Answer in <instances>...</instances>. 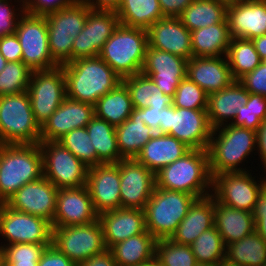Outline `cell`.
<instances>
[{
    "instance_id": "cell-1",
    "label": "cell",
    "mask_w": 266,
    "mask_h": 266,
    "mask_svg": "<svg viewBox=\"0 0 266 266\" xmlns=\"http://www.w3.org/2000/svg\"><path fill=\"white\" fill-rule=\"evenodd\" d=\"M66 96L83 103L96 102L116 88L122 79L99 56L65 63Z\"/></svg>"
},
{
    "instance_id": "cell-2",
    "label": "cell",
    "mask_w": 266,
    "mask_h": 266,
    "mask_svg": "<svg viewBox=\"0 0 266 266\" xmlns=\"http://www.w3.org/2000/svg\"><path fill=\"white\" fill-rule=\"evenodd\" d=\"M155 180L160 189L185 192L197 199L210 196L212 176L208 151L190 149L180 159L161 168Z\"/></svg>"
},
{
    "instance_id": "cell-3",
    "label": "cell",
    "mask_w": 266,
    "mask_h": 266,
    "mask_svg": "<svg viewBox=\"0 0 266 266\" xmlns=\"http://www.w3.org/2000/svg\"><path fill=\"white\" fill-rule=\"evenodd\" d=\"M43 176V156L38 144H1L0 204L23 185Z\"/></svg>"
},
{
    "instance_id": "cell-4",
    "label": "cell",
    "mask_w": 266,
    "mask_h": 266,
    "mask_svg": "<svg viewBox=\"0 0 266 266\" xmlns=\"http://www.w3.org/2000/svg\"><path fill=\"white\" fill-rule=\"evenodd\" d=\"M256 145L255 131L229 123L213 129L207 149L211 176L223 172H246V168L238 166L251 152L257 150Z\"/></svg>"
},
{
    "instance_id": "cell-5",
    "label": "cell",
    "mask_w": 266,
    "mask_h": 266,
    "mask_svg": "<svg viewBox=\"0 0 266 266\" xmlns=\"http://www.w3.org/2000/svg\"><path fill=\"white\" fill-rule=\"evenodd\" d=\"M148 47L147 30L119 24L99 57L121 78L141 73Z\"/></svg>"
},
{
    "instance_id": "cell-6",
    "label": "cell",
    "mask_w": 266,
    "mask_h": 266,
    "mask_svg": "<svg viewBox=\"0 0 266 266\" xmlns=\"http://www.w3.org/2000/svg\"><path fill=\"white\" fill-rule=\"evenodd\" d=\"M196 199L185 192L155 187L144 209L146 230L156 240L170 238Z\"/></svg>"
},
{
    "instance_id": "cell-7",
    "label": "cell",
    "mask_w": 266,
    "mask_h": 266,
    "mask_svg": "<svg viewBox=\"0 0 266 266\" xmlns=\"http://www.w3.org/2000/svg\"><path fill=\"white\" fill-rule=\"evenodd\" d=\"M40 133L27 91L0 96L1 144H38Z\"/></svg>"
},
{
    "instance_id": "cell-8",
    "label": "cell",
    "mask_w": 266,
    "mask_h": 266,
    "mask_svg": "<svg viewBox=\"0 0 266 266\" xmlns=\"http://www.w3.org/2000/svg\"><path fill=\"white\" fill-rule=\"evenodd\" d=\"M206 110L168 106L161 110L159 130L156 133L169 134L190 149L207 150L213 129Z\"/></svg>"
},
{
    "instance_id": "cell-9",
    "label": "cell",
    "mask_w": 266,
    "mask_h": 266,
    "mask_svg": "<svg viewBox=\"0 0 266 266\" xmlns=\"http://www.w3.org/2000/svg\"><path fill=\"white\" fill-rule=\"evenodd\" d=\"M43 156V176L57 189L86 186V166L57 141H40Z\"/></svg>"
},
{
    "instance_id": "cell-10",
    "label": "cell",
    "mask_w": 266,
    "mask_h": 266,
    "mask_svg": "<svg viewBox=\"0 0 266 266\" xmlns=\"http://www.w3.org/2000/svg\"><path fill=\"white\" fill-rule=\"evenodd\" d=\"M52 245L76 265L107 249L99 220L86 225L52 227Z\"/></svg>"
},
{
    "instance_id": "cell-11",
    "label": "cell",
    "mask_w": 266,
    "mask_h": 266,
    "mask_svg": "<svg viewBox=\"0 0 266 266\" xmlns=\"http://www.w3.org/2000/svg\"><path fill=\"white\" fill-rule=\"evenodd\" d=\"M27 92L35 120L42 126L66 97L63 66L32 71Z\"/></svg>"
},
{
    "instance_id": "cell-12",
    "label": "cell",
    "mask_w": 266,
    "mask_h": 266,
    "mask_svg": "<svg viewBox=\"0 0 266 266\" xmlns=\"http://www.w3.org/2000/svg\"><path fill=\"white\" fill-rule=\"evenodd\" d=\"M15 34L22 48V62L30 70H44L58 66L51 57L45 16L24 12L18 20Z\"/></svg>"
},
{
    "instance_id": "cell-13",
    "label": "cell",
    "mask_w": 266,
    "mask_h": 266,
    "mask_svg": "<svg viewBox=\"0 0 266 266\" xmlns=\"http://www.w3.org/2000/svg\"><path fill=\"white\" fill-rule=\"evenodd\" d=\"M246 172H223L212 176L211 195L234 209L254 212L257 198L266 185V178L257 180Z\"/></svg>"
},
{
    "instance_id": "cell-14",
    "label": "cell",
    "mask_w": 266,
    "mask_h": 266,
    "mask_svg": "<svg viewBox=\"0 0 266 266\" xmlns=\"http://www.w3.org/2000/svg\"><path fill=\"white\" fill-rule=\"evenodd\" d=\"M5 245L16 243L52 244V225L49 221L28 213L19 212L0 204V235Z\"/></svg>"
},
{
    "instance_id": "cell-15",
    "label": "cell",
    "mask_w": 266,
    "mask_h": 266,
    "mask_svg": "<svg viewBox=\"0 0 266 266\" xmlns=\"http://www.w3.org/2000/svg\"><path fill=\"white\" fill-rule=\"evenodd\" d=\"M119 24L115 11L90 10L83 30L74 39L72 62L99 56L105 42Z\"/></svg>"
},
{
    "instance_id": "cell-16",
    "label": "cell",
    "mask_w": 266,
    "mask_h": 266,
    "mask_svg": "<svg viewBox=\"0 0 266 266\" xmlns=\"http://www.w3.org/2000/svg\"><path fill=\"white\" fill-rule=\"evenodd\" d=\"M120 171L121 207L144 210L156 187L155 173L135 158L117 163Z\"/></svg>"
},
{
    "instance_id": "cell-17",
    "label": "cell",
    "mask_w": 266,
    "mask_h": 266,
    "mask_svg": "<svg viewBox=\"0 0 266 266\" xmlns=\"http://www.w3.org/2000/svg\"><path fill=\"white\" fill-rule=\"evenodd\" d=\"M58 189L46 177L26 183L5 203L13 210L41 217L51 224L56 212Z\"/></svg>"
},
{
    "instance_id": "cell-18",
    "label": "cell",
    "mask_w": 266,
    "mask_h": 266,
    "mask_svg": "<svg viewBox=\"0 0 266 266\" xmlns=\"http://www.w3.org/2000/svg\"><path fill=\"white\" fill-rule=\"evenodd\" d=\"M187 62L185 58L148 45L141 73L151 77L165 95L173 97L180 82L186 78Z\"/></svg>"
},
{
    "instance_id": "cell-19",
    "label": "cell",
    "mask_w": 266,
    "mask_h": 266,
    "mask_svg": "<svg viewBox=\"0 0 266 266\" xmlns=\"http://www.w3.org/2000/svg\"><path fill=\"white\" fill-rule=\"evenodd\" d=\"M86 186L98 215L121 208L120 171L117 163L89 167Z\"/></svg>"
},
{
    "instance_id": "cell-20",
    "label": "cell",
    "mask_w": 266,
    "mask_h": 266,
    "mask_svg": "<svg viewBox=\"0 0 266 266\" xmlns=\"http://www.w3.org/2000/svg\"><path fill=\"white\" fill-rule=\"evenodd\" d=\"M98 220L87 186L58 189L52 227L86 225Z\"/></svg>"
},
{
    "instance_id": "cell-21",
    "label": "cell",
    "mask_w": 266,
    "mask_h": 266,
    "mask_svg": "<svg viewBox=\"0 0 266 266\" xmlns=\"http://www.w3.org/2000/svg\"><path fill=\"white\" fill-rule=\"evenodd\" d=\"M94 116V105L66 96L41 126L40 141H58L73 129L86 127Z\"/></svg>"
},
{
    "instance_id": "cell-22",
    "label": "cell",
    "mask_w": 266,
    "mask_h": 266,
    "mask_svg": "<svg viewBox=\"0 0 266 266\" xmlns=\"http://www.w3.org/2000/svg\"><path fill=\"white\" fill-rule=\"evenodd\" d=\"M232 38L254 39L266 34V0H238L227 6Z\"/></svg>"
},
{
    "instance_id": "cell-23",
    "label": "cell",
    "mask_w": 266,
    "mask_h": 266,
    "mask_svg": "<svg viewBox=\"0 0 266 266\" xmlns=\"http://www.w3.org/2000/svg\"><path fill=\"white\" fill-rule=\"evenodd\" d=\"M148 45L189 60L193 56L191 32L178 17H164L147 29Z\"/></svg>"
},
{
    "instance_id": "cell-24",
    "label": "cell",
    "mask_w": 266,
    "mask_h": 266,
    "mask_svg": "<svg viewBox=\"0 0 266 266\" xmlns=\"http://www.w3.org/2000/svg\"><path fill=\"white\" fill-rule=\"evenodd\" d=\"M107 249L146 230L142 209L118 208L98 215Z\"/></svg>"
},
{
    "instance_id": "cell-25",
    "label": "cell",
    "mask_w": 266,
    "mask_h": 266,
    "mask_svg": "<svg viewBox=\"0 0 266 266\" xmlns=\"http://www.w3.org/2000/svg\"><path fill=\"white\" fill-rule=\"evenodd\" d=\"M186 77L208 95L227 88L235 81L226 56L224 58L192 56L187 62Z\"/></svg>"
},
{
    "instance_id": "cell-26",
    "label": "cell",
    "mask_w": 266,
    "mask_h": 266,
    "mask_svg": "<svg viewBox=\"0 0 266 266\" xmlns=\"http://www.w3.org/2000/svg\"><path fill=\"white\" fill-rule=\"evenodd\" d=\"M248 98L249 92L239 81H234L227 88L209 94L206 111L212 129L226 125L228 119L232 122L238 109L247 103Z\"/></svg>"
},
{
    "instance_id": "cell-27",
    "label": "cell",
    "mask_w": 266,
    "mask_h": 266,
    "mask_svg": "<svg viewBox=\"0 0 266 266\" xmlns=\"http://www.w3.org/2000/svg\"><path fill=\"white\" fill-rule=\"evenodd\" d=\"M190 150L169 134L156 133L136 156V160L153 173L180 159Z\"/></svg>"
},
{
    "instance_id": "cell-28",
    "label": "cell",
    "mask_w": 266,
    "mask_h": 266,
    "mask_svg": "<svg viewBox=\"0 0 266 266\" xmlns=\"http://www.w3.org/2000/svg\"><path fill=\"white\" fill-rule=\"evenodd\" d=\"M214 226V197L196 199L187 215L169 238L178 244L191 245L202 232Z\"/></svg>"
},
{
    "instance_id": "cell-29",
    "label": "cell",
    "mask_w": 266,
    "mask_h": 266,
    "mask_svg": "<svg viewBox=\"0 0 266 266\" xmlns=\"http://www.w3.org/2000/svg\"><path fill=\"white\" fill-rule=\"evenodd\" d=\"M214 226L226 246L254 232L255 219L252 212L234 209L214 198Z\"/></svg>"
},
{
    "instance_id": "cell-30",
    "label": "cell",
    "mask_w": 266,
    "mask_h": 266,
    "mask_svg": "<svg viewBox=\"0 0 266 266\" xmlns=\"http://www.w3.org/2000/svg\"><path fill=\"white\" fill-rule=\"evenodd\" d=\"M156 134L141 119V109L134 108L130 117L116 126L117 145L124 159L136 158L143 146Z\"/></svg>"
},
{
    "instance_id": "cell-31",
    "label": "cell",
    "mask_w": 266,
    "mask_h": 266,
    "mask_svg": "<svg viewBox=\"0 0 266 266\" xmlns=\"http://www.w3.org/2000/svg\"><path fill=\"white\" fill-rule=\"evenodd\" d=\"M231 38L227 18L222 23L191 31L193 57H224Z\"/></svg>"
},
{
    "instance_id": "cell-32",
    "label": "cell",
    "mask_w": 266,
    "mask_h": 266,
    "mask_svg": "<svg viewBox=\"0 0 266 266\" xmlns=\"http://www.w3.org/2000/svg\"><path fill=\"white\" fill-rule=\"evenodd\" d=\"M156 239L145 230L110 248L117 266H144L155 258Z\"/></svg>"
},
{
    "instance_id": "cell-33",
    "label": "cell",
    "mask_w": 266,
    "mask_h": 266,
    "mask_svg": "<svg viewBox=\"0 0 266 266\" xmlns=\"http://www.w3.org/2000/svg\"><path fill=\"white\" fill-rule=\"evenodd\" d=\"M129 90L134 108L165 109L173 105V97L165 95L151 77L138 73L122 79Z\"/></svg>"
},
{
    "instance_id": "cell-34",
    "label": "cell",
    "mask_w": 266,
    "mask_h": 266,
    "mask_svg": "<svg viewBox=\"0 0 266 266\" xmlns=\"http://www.w3.org/2000/svg\"><path fill=\"white\" fill-rule=\"evenodd\" d=\"M232 266L266 265V241L256 232L226 245L225 262Z\"/></svg>"
},
{
    "instance_id": "cell-35",
    "label": "cell",
    "mask_w": 266,
    "mask_h": 266,
    "mask_svg": "<svg viewBox=\"0 0 266 266\" xmlns=\"http://www.w3.org/2000/svg\"><path fill=\"white\" fill-rule=\"evenodd\" d=\"M134 107L126 85L121 82L94 105L95 116L115 127L130 117Z\"/></svg>"
},
{
    "instance_id": "cell-36",
    "label": "cell",
    "mask_w": 266,
    "mask_h": 266,
    "mask_svg": "<svg viewBox=\"0 0 266 266\" xmlns=\"http://www.w3.org/2000/svg\"><path fill=\"white\" fill-rule=\"evenodd\" d=\"M227 4L218 0H194L178 17L191 32L222 23L227 18Z\"/></svg>"
},
{
    "instance_id": "cell-37",
    "label": "cell",
    "mask_w": 266,
    "mask_h": 266,
    "mask_svg": "<svg viewBox=\"0 0 266 266\" xmlns=\"http://www.w3.org/2000/svg\"><path fill=\"white\" fill-rule=\"evenodd\" d=\"M116 13L120 24L146 30L164 18L158 0H121Z\"/></svg>"
},
{
    "instance_id": "cell-38",
    "label": "cell",
    "mask_w": 266,
    "mask_h": 266,
    "mask_svg": "<svg viewBox=\"0 0 266 266\" xmlns=\"http://www.w3.org/2000/svg\"><path fill=\"white\" fill-rule=\"evenodd\" d=\"M98 159L103 163H118L124 159L118 150L116 127L94 116L86 126Z\"/></svg>"
},
{
    "instance_id": "cell-39",
    "label": "cell",
    "mask_w": 266,
    "mask_h": 266,
    "mask_svg": "<svg viewBox=\"0 0 266 266\" xmlns=\"http://www.w3.org/2000/svg\"><path fill=\"white\" fill-rule=\"evenodd\" d=\"M90 7L77 1L63 9L45 15L48 33L71 34L76 38L83 30Z\"/></svg>"
},
{
    "instance_id": "cell-40",
    "label": "cell",
    "mask_w": 266,
    "mask_h": 266,
    "mask_svg": "<svg viewBox=\"0 0 266 266\" xmlns=\"http://www.w3.org/2000/svg\"><path fill=\"white\" fill-rule=\"evenodd\" d=\"M226 59L235 81L252 72L262 62L253 41L244 38H231Z\"/></svg>"
},
{
    "instance_id": "cell-41",
    "label": "cell",
    "mask_w": 266,
    "mask_h": 266,
    "mask_svg": "<svg viewBox=\"0 0 266 266\" xmlns=\"http://www.w3.org/2000/svg\"><path fill=\"white\" fill-rule=\"evenodd\" d=\"M190 247L198 263L222 264L225 262L226 246L215 226L202 232Z\"/></svg>"
},
{
    "instance_id": "cell-42",
    "label": "cell",
    "mask_w": 266,
    "mask_h": 266,
    "mask_svg": "<svg viewBox=\"0 0 266 266\" xmlns=\"http://www.w3.org/2000/svg\"><path fill=\"white\" fill-rule=\"evenodd\" d=\"M57 142L88 167L103 164L97 157L95 147L90 140L86 127L73 129Z\"/></svg>"
},
{
    "instance_id": "cell-43",
    "label": "cell",
    "mask_w": 266,
    "mask_h": 266,
    "mask_svg": "<svg viewBox=\"0 0 266 266\" xmlns=\"http://www.w3.org/2000/svg\"><path fill=\"white\" fill-rule=\"evenodd\" d=\"M155 259L162 266H195L197 263L190 245L178 244L169 238L156 241Z\"/></svg>"
},
{
    "instance_id": "cell-44",
    "label": "cell",
    "mask_w": 266,
    "mask_h": 266,
    "mask_svg": "<svg viewBox=\"0 0 266 266\" xmlns=\"http://www.w3.org/2000/svg\"><path fill=\"white\" fill-rule=\"evenodd\" d=\"M31 73L22 61L8 62L0 73V96L27 91Z\"/></svg>"
},
{
    "instance_id": "cell-45",
    "label": "cell",
    "mask_w": 266,
    "mask_h": 266,
    "mask_svg": "<svg viewBox=\"0 0 266 266\" xmlns=\"http://www.w3.org/2000/svg\"><path fill=\"white\" fill-rule=\"evenodd\" d=\"M266 119V97L259 94L249 93L248 101L240 109L233 121L232 126H241L257 132L260 125Z\"/></svg>"
},
{
    "instance_id": "cell-46",
    "label": "cell",
    "mask_w": 266,
    "mask_h": 266,
    "mask_svg": "<svg viewBox=\"0 0 266 266\" xmlns=\"http://www.w3.org/2000/svg\"><path fill=\"white\" fill-rule=\"evenodd\" d=\"M208 94L187 77L183 79L173 96V106L185 109H207Z\"/></svg>"
},
{
    "instance_id": "cell-47",
    "label": "cell",
    "mask_w": 266,
    "mask_h": 266,
    "mask_svg": "<svg viewBox=\"0 0 266 266\" xmlns=\"http://www.w3.org/2000/svg\"><path fill=\"white\" fill-rule=\"evenodd\" d=\"M49 245L16 243L0 246L3 261H39L44 249Z\"/></svg>"
},
{
    "instance_id": "cell-48",
    "label": "cell",
    "mask_w": 266,
    "mask_h": 266,
    "mask_svg": "<svg viewBox=\"0 0 266 266\" xmlns=\"http://www.w3.org/2000/svg\"><path fill=\"white\" fill-rule=\"evenodd\" d=\"M74 39L71 34L48 33L51 57L58 65L72 62Z\"/></svg>"
},
{
    "instance_id": "cell-49",
    "label": "cell",
    "mask_w": 266,
    "mask_h": 266,
    "mask_svg": "<svg viewBox=\"0 0 266 266\" xmlns=\"http://www.w3.org/2000/svg\"><path fill=\"white\" fill-rule=\"evenodd\" d=\"M77 1L78 0H24V10L30 15L45 16L74 4Z\"/></svg>"
},
{
    "instance_id": "cell-50",
    "label": "cell",
    "mask_w": 266,
    "mask_h": 266,
    "mask_svg": "<svg viewBox=\"0 0 266 266\" xmlns=\"http://www.w3.org/2000/svg\"><path fill=\"white\" fill-rule=\"evenodd\" d=\"M8 1L10 0H0V37L15 33L18 19L25 12L24 2H22V5H20L19 9L21 10L16 13V9L14 10V7L11 8L12 6H10V2Z\"/></svg>"
},
{
    "instance_id": "cell-51",
    "label": "cell",
    "mask_w": 266,
    "mask_h": 266,
    "mask_svg": "<svg viewBox=\"0 0 266 266\" xmlns=\"http://www.w3.org/2000/svg\"><path fill=\"white\" fill-rule=\"evenodd\" d=\"M238 81L249 93L266 97V64L261 62L252 72L245 74Z\"/></svg>"
},
{
    "instance_id": "cell-52",
    "label": "cell",
    "mask_w": 266,
    "mask_h": 266,
    "mask_svg": "<svg viewBox=\"0 0 266 266\" xmlns=\"http://www.w3.org/2000/svg\"><path fill=\"white\" fill-rule=\"evenodd\" d=\"M0 53L8 61H22V48L15 33L0 37Z\"/></svg>"
},
{
    "instance_id": "cell-53",
    "label": "cell",
    "mask_w": 266,
    "mask_h": 266,
    "mask_svg": "<svg viewBox=\"0 0 266 266\" xmlns=\"http://www.w3.org/2000/svg\"><path fill=\"white\" fill-rule=\"evenodd\" d=\"M38 266H77L54 245L47 246L41 254Z\"/></svg>"
},
{
    "instance_id": "cell-54",
    "label": "cell",
    "mask_w": 266,
    "mask_h": 266,
    "mask_svg": "<svg viewBox=\"0 0 266 266\" xmlns=\"http://www.w3.org/2000/svg\"><path fill=\"white\" fill-rule=\"evenodd\" d=\"M253 216L255 231L266 241V185L257 198Z\"/></svg>"
},
{
    "instance_id": "cell-55",
    "label": "cell",
    "mask_w": 266,
    "mask_h": 266,
    "mask_svg": "<svg viewBox=\"0 0 266 266\" xmlns=\"http://www.w3.org/2000/svg\"><path fill=\"white\" fill-rule=\"evenodd\" d=\"M164 17H179L194 0H158Z\"/></svg>"
},
{
    "instance_id": "cell-56",
    "label": "cell",
    "mask_w": 266,
    "mask_h": 266,
    "mask_svg": "<svg viewBox=\"0 0 266 266\" xmlns=\"http://www.w3.org/2000/svg\"><path fill=\"white\" fill-rule=\"evenodd\" d=\"M77 266H117V263L115 262L110 249H106L99 254H95L93 257L85 260Z\"/></svg>"
},
{
    "instance_id": "cell-57",
    "label": "cell",
    "mask_w": 266,
    "mask_h": 266,
    "mask_svg": "<svg viewBox=\"0 0 266 266\" xmlns=\"http://www.w3.org/2000/svg\"><path fill=\"white\" fill-rule=\"evenodd\" d=\"M161 110L152 107H145L141 109V119L150 128L157 132L160 125Z\"/></svg>"
},
{
    "instance_id": "cell-58",
    "label": "cell",
    "mask_w": 266,
    "mask_h": 266,
    "mask_svg": "<svg viewBox=\"0 0 266 266\" xmlns=\"http://www.w3.org/2000/svg\"><path fill=\"white\" fill-rule=\"evenodd\" d=\"M90 7L91 10L117 11L121 0H79Z\"/></svg>"
},
{
    "instance_id": "cell-59",
    "label": "cell",
    "mask_w": 266,
    "mask_h": 266,
    "mask_svg": "<svg viewBox=\"0 0 266 266\" xmlns=\"http://www.w3.org/2000/svg\"><path fill=\"white\" fill-rule=\"evenodd\" d=\"M257 150L261 162L264 165L263 168H265L264 172H266V119L263 121V123L260 125L259 129L257 130Z\"/></svg>"
},
{
    "instance_id": "cell-60",
    "label": "cell",
    "mask_w": 266,
    "mask_h": 266,
    "mask_svg": "<svg viewBox=\"0 0 266 266\" xmlns=\"http://www.w3.org/2000/svg\"><path fill=\"white\" fill-rule=\"evenodd\" d=\"M255 49L261 60L266 58V34L252 39Z\"/></svg>"
},
{
    "instance_id": "cell-61",
    "label": "cell",
    "mask_w": 266,
    "mask_h": 266,
    "mask_svg": "<svg viewBox=\"0 0 266 266\" xmlns=\"http://www.w3.org/2000/svg\"><path fill=\"white\" fill-rule=\"evenodd\" d=\"M10 266H38L39 261H4Z\"/></svg>"
},
{
    "instance_id": "cell-62",
    "label": "cell",
    "mask_w": 266,
    "mask_h": 266,
    "mask_svg": "<svg viewBox=\"0 0 266 266\" xmlns=\"http://www.w3.org/2000/svg\"><path fill=\"white\" fill-rule=\"evenodd\" d=\"M8 61L3 57V55L0 53V73L5 68Z\"/></svg>"
},
{
    "instance_id": "cell-63",
    "label": "cell",
    "mask_w": 266,
    "mask_h": 266,
    "mask_svg": "<svg viewBox=\"0 0 266 266\" xmlns=\"http://www.w3.org/2000/svg\"><path fill=\"white\" fill-rule=\"evenodd\" d=\"M144 266H162L161 263L157 259H153L146 263Z\"/></svg>"
},
{
    "instance_id": "cell-64",
    "label": "cell",
    "mask_w": 266,
    "mask_h": 266,
    "mask_svg": "<svg viewBox=\"0 0 266 266\" xmlns=\"http://www.w3.org/2000/svg\"><path fill=\"white\" fill-rule=\"evenodd\" d=\"M195 266H221V264L196 263Z\"/></svg>"
},
{
    "instance_id": "cell-65",
    "label": "cell",
    "mask_w": 266,
    "mask_h": 266,
    "mask_svg": "<svg viewBox=\"0 0 266 266\" xmlns=\"http://www.w3.org/2000/svg\"><path fill=\"white\" fill-rule=\"evenodd\" d=\"M218 1L224 2V3H226L227 5H229V4H232V3H234V2H236V1H238V0H218Z\"/></svg>"
},
{
    "instance_id": "cell-66",
    "label": "cell",
    "mask_w": 266,
    "mask_h": 266,
    "mask_svg": "<svg viewBox=\"0 0 266 266\" xmlns=\"http://www.w3.org/2000/svg\"><path fill=\"white\" fill-rule=\"evenodd\" d=\"M0 266H10L8 263L4 262L1 258H0Z\"/></svg>"
},
{
    "instance_id": "cell-67",
    "label": "cell",
    "mask_w": 266,
    "mask_h": 266,
    "mask_svg": "<svg viewBox=\"0 0 266 266\" xmlns=\"http://www.w3.org/2000/svg\"><path fill=\"white\" fill-rule=\"evenodd\" d=\"M221 266H232V265H227L226 263H222Z\"/></svg>"
},
{
    "instance_id": "cell-68",
    "label": "cell",
    "mask_w": 266,
    "mask_h": 266,
    "mask_svg": "<svg viewBox=\"0 0 266 266\" xmlns=\"http://www.w3.org/2000/svg\"><path fill=\"white\" fill-rule=\"evenodd\" d=\"M262 62H263L264 64H266V58H265V59H263V60H262Z\"/></svg>"
}]
</instances>
